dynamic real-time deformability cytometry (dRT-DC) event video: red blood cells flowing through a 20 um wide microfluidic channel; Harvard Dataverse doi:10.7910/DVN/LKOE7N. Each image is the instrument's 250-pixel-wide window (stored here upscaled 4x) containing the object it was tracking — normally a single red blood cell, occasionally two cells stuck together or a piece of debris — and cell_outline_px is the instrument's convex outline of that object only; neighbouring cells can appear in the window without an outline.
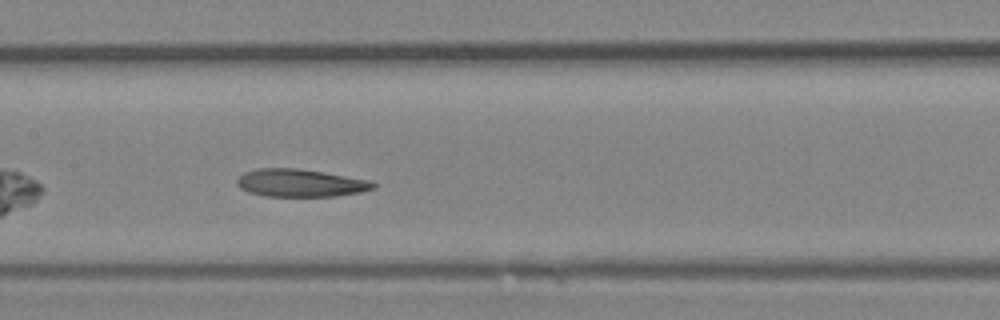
{"species": "Egyptian fruit bat (a non-hibernating species)", "species_latin": "Rousettus aegyptiacus", "temperature_condition": "room temperature", "stored_images_in_passage": 18, "camera_frame_rate_fps": 3000, "um_per_image_px": 0.085, "animal": {"sex": "female"}, "frame": {"image": 1, "passage_image": 11, "time_ms": 3.333, "image_size_px": [1000, 320], "cell_outline_px": [[376, 188], [360, 192], [336, 196], [264, 196], [248, 192], [240, 188], [236, 184], [236, 180], [244, 172], [256, 168], [296, 168], [324, 172], [372, 180], [376, 184]], "centroid_in_image_um": [25.54, 15.55], "position_along_channel_um": 181.9, "area_um2": 22.2}}
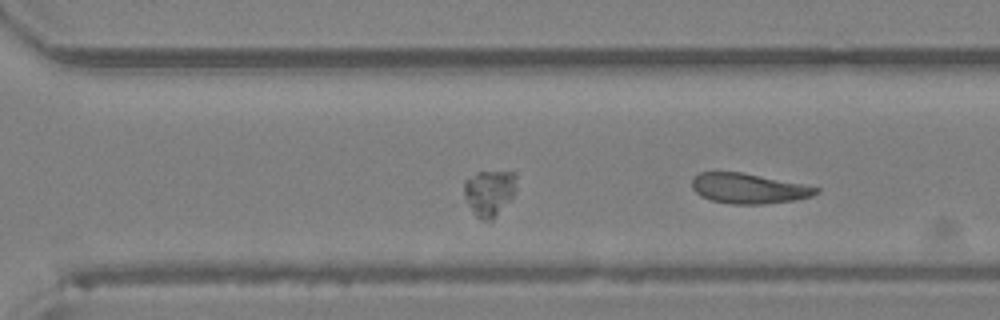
{"frame": {"image": 2, "passage_image": 18, "time_ms": 5.667, "image_size_px": [1000, 320], "cell_outline_px": [[820, 192], [812, 196], [796, 200], [764, 204], [732, 204], [712, 200], [700, 196], [692, 188], [692, 176], [700, 172], [740, 172], [820, 188]], "centroid_in_image_um": [63.6, 16.02], "position_along_channel_um": 307.0, "area_um2": 21.62}}